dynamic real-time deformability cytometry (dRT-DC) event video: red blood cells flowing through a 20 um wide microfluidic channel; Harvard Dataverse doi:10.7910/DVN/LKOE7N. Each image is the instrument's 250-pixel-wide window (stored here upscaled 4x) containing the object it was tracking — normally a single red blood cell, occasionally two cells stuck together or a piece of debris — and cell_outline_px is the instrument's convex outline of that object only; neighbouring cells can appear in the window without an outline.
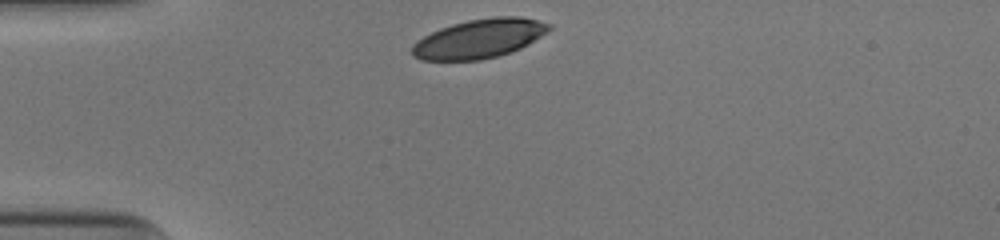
{"species": "human", "species_latin": "Homo sapiens", "temperature_condition": "cold", "stored_images_in_passage": 30, "camera_frame_rate_fps": 3000, "um_per_image_px": 0.085, "donor": {"sex": "male"}, "frame": {"image": 1, "passage_image": 1, "time_ms": 0.0, "image_size_px": [1000, 240], "cell_outline_px": [[552, 28], [548, 32], [528, 44], [520, 48], [500, 56], [480, 60], [420, 60], [412, 56], [408, 52], [412, 44], [416, 40], [440, 28], [452, 24], [468, 20], [496, 16], [520, 16], [552, 24]], "centroid_in_image_um": [40.71, 3.29], "position_along_channel_um": 44.3, "area_um2": 31.5}}
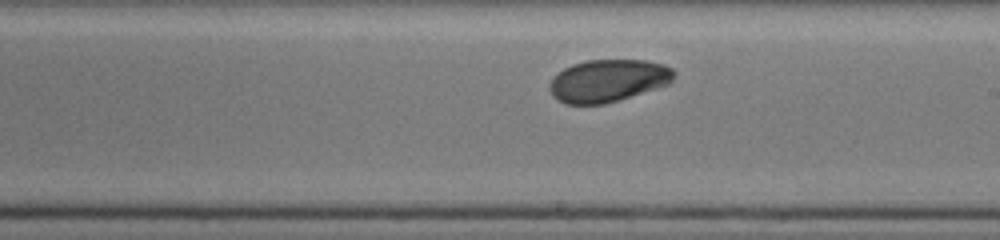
{"frame": {"image": 2, "passage_image": 18, "time_ms": 5.667, "image_size_px": [1000, 240], "cell_outline_px": [[676, 72], [672, 80], [668, 84], [656, 88], [604, 104], [564, 104], [552, 96], [552, 76], [564, 68], [572, 64], [588, 60], [644, 60], [664, 64], [672, 68]], "centroid_in_image_um": [51.69, 6.84], "position_along_channel_um": 237.3, "area_um2": 30.52}}
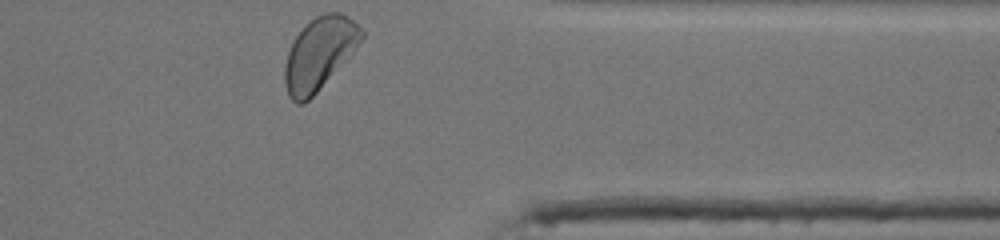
{"frame": {"image": 3, "passage_image": 30, "time_ms": 9.667, "image_size_px": [1000, 240], "cell_outline_px": [[364, 36], [352, 56], [304, 104], [296, 104], [288, 96], [284, 84], [284, 68], [288, 52], [292, 40], [316, 16], [324, 12], [340, 12], [348, 16], [364, 32]], "centroid_in_image_um": [27.15, 4.58], "position_along_channel_um": 384.2, "area_um2": 32.43}, "authors_computed_cell_mechanics": {"area_um2": 31.7322, "velocity_mm_per_s": 3.8978, "shape_relaxation_time_tau1_ms": 2.2539, "shape_relaxation_time_tau2_ms": 8.6022, "deformation_change_tau1": 0.1035, "deformation_change_tau2": 0.0855}}